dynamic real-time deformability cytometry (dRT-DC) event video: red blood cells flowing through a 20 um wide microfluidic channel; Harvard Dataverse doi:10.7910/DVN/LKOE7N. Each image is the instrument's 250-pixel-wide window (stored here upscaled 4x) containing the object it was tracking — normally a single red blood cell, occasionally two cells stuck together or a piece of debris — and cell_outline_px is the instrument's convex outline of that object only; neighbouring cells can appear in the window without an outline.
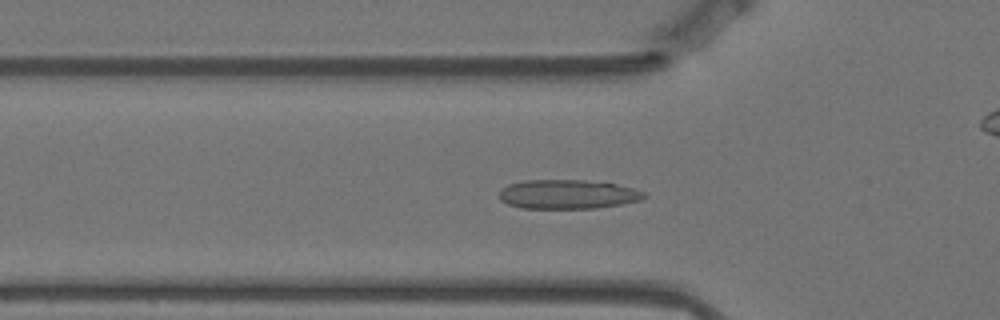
{"species": "Egyptian fruit bat (a non-hibernating species)", "species_latin": "Rousettus aegyptiacus", "temperature_condition": "warm", "stored_images_in_passage": 58, "camera_frame_rate_fps": 3000, "um_per_image_px": 0.085, "animal": {"sex": "female"}, "frame": {"image": 1, "passage_image": 18, "time_ms": 5.667, "image_size_px": [1000, 320], "cell_outline_px": [[648, 196], [640, 200], [620, 204], [596, 208], [520, 208], [508, 204], [500, 200], [496, 196], [500, 188], [508, 184], [524, 180], [584, 180], [616, 184], [632, 188], [644, 192]], "centroid_in_image_um": [48.18, 16.51], "position_along_channel_um": 77.6, "area_um2": 24.8}}
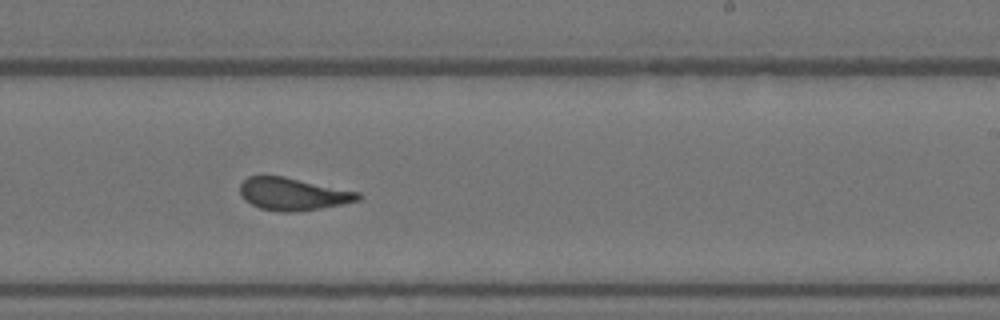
{"frame": {"image": 2, "passage_image": 34, "time_ms": 11.0, "image_size_px": [1000, 320], "cell_outline_px": [[360, 200], [320, 208], [296, 212], [280, 212], [260, 208], [244, 200], [240, 192], [240, 184], [248, 176], [284, 176], [360, 192]], "centroid_in_image_um": [24.88, 16.49], "position_along_channel_um": 264.1, "area_um2": 22.25}}
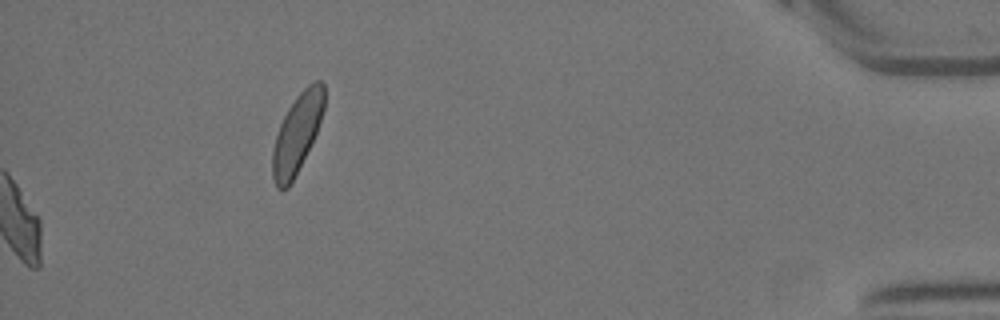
{"frame": {"image": 3, "passage_image": 58, "time_ms": 19.0, "image_size_px": [1000, 320], "cell_outline_px": [[324, 108], [316, 132], [288, 188], [276, 188], [272, 176], [272, 152], [276, 136], [280, 124], [288, 108], [296, 96], [308, 84], [316, 80], [320, 80], [324, 84]], "centroid_in_image_um": [25.23, 11.3], "position_along_channel_um": 410.0, "area_um2": 23.12}, "authors_computed_cell_mechanics": {"area_um2": 22.9755, "velocity_mm_per_s": 3.4863, "shape_relaxation_time_tau1_ms": null, "shape_relaxation_time_tau2_ms": 1.3489, "deformation_change_tau1": null, "deformation_change_tau2": 0.0829}}